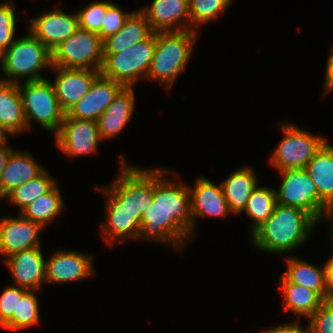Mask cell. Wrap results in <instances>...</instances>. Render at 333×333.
I'll return each instance as SVG.
<instances>
[{"label":"cell","instance_id":"cell-1","mask_svg":"<svg viewBox=\"0 0 333 333\" xmlns=\"http://www.w3.org/2000/svg\"><path fill=\"white\" fill-rule=\"evenodd\" d=\"M317 223L301 208L276 204L272 215L251 234V239L262 251L285 254L302 246Z\"/></svg>","mask_w":333,"mask_h":333},{"label":"cell","instance_id":"cell-2","mask_svg":"<svg viewBox=\"0 0 333 333\" xmlns=\"http://www.w3.org/2000/svg\"><path fill=\"white\" fill-rule=\"evenodd\" d=\"M171 170L154 168L153 201L161 207L169 217V237L180 247L195 236L191 217V202L189 186L181 180L165 179ZM183 246V247H182Z\"/></svg>","mask_w":333,"mask_h":333},{"label":"cell","instance_id":"cell-3","mask_svg":"<svg viewBox=\"0 0 333 333\" xmlns=\"http://www.w3.org/2000/svg\"><path fill=\"white\" fill-rule=\"evenodd\" d=\"M197 35L198 31L194 30L156 32V46L146 79L158 80L170 90L190 59Z\"/></svg>","mask_w":333,"mask_h":333},{"label":"cell","instance_id":"cell-4","mask_svg":"<svg viewBox=\"0 0 333 333\" xmlns=\"http://www.w3.org/2000/svg\"><path fill=\"white\" fill-rule=\"evenodd\" d=\"M0 60L2 79L19 84L20 78H26L25 82L44 79L40 73L52 67V52L29 31L28 35L16 38Z\"/></svg>","mask_w":333,"mask_h":333},{"label":"cell","instance_id":"cell-5","mask_svg":"<svg viewBox=\"0 0 333 333\" xmlns=\"http://www.w3.org/2000/svg\"><path fill=\"white\" fill-rule=\"evenodd\" d=\"M22 100L27 130L31 122L36 121L48 131L57 133L66 112L61 108L52 81L47 79L34 80L18 84Z\"/></svg>","mask_w":333,"mask_h":333},{"label":"cell","instance_id":"cell-6","mask_svg":"<svg viewBox=\"0 0 333 333\" xmlns=\"http://www.w3.org/2000/svg\"><path fill=\"white\" fill-rule=\"evenodd\" d=\"M155 46L156 32L148 39L134 44L122 52L103 54L104 61L100 73L121 83L124 87H133L139 79H146Z\"/></svg>","mask_w":333,"mask_h":333},{"label":"cell","instance_id":"cell-7","mask_svg":"<svg viewBox=\"0 0 333 333\" xmlns=\"http://www.w3.org/2000/svg\"><path fill=\"white\" fill-rule=\"evenodd\" d=\"M120 172L108 188L141 220L153 201L154 169L130 166L120 155Z\"/></svg>","mask_w":333,"mask_h":333},{"label":"cell","instance_id":"cell-8","mask_svg":"<svg viewBox=\"0 0 333 333\" xmlns=\"http://www.w3.org/2000/svg\"><path fill=\"white\" fill-rule=\"evenodd\" d=\"M284 135L274 152L271 164L277 171L302 169L327 142L324 137L312 135L298 126L287 123L280 125Z\"/></svg>","mask_w":333,"mask_h":333},{"label":"cell","instance_id":"cell-9","mask_svg":"<svg viewBox=\"0 0 333 333\" xmlns=\"http://www.w3.org/2000/svg\"><path fill=\"white\" fill-rule=\"evenodd\" d=\"M103 61L101 37L81 28L52 52V66L101 71Z\"/></svg>","mask_w":333,"mask_h":333},{"label":"cell","instance_id":"cell-10","mask_svg":"<svg viewBox=\"0 0 333 333\" xmlns=\"http://www.w3.org/2000/svg\"><path fill=\"white\" fill-rule=\"evenodd\" d=\"M279 172L283 179L276 191L277 204L301 208L320 222L326 203L319 197L308 172L304 168Z\"/></svg>","mask_w":333,"mask_h":333},{"label":"cell","instance_id":"cell-11","mask_svg":"<svg viewBox=\"0 0 333 333\" xmlns=\"http://www.w3.org/2000/svg\"><path fill=\"white\" fill-rule=\"evenodd\" d=\"M101 137L98 124L91 120H79L65 115L55 134L58 148L70 157L89 155L97 151Z\"/></svg>","mask_w":333,"mask_h":333},{"label":"cell","instance_id":"cell-12","mask_svg":"<svg viewBox=\"0 0 333 333\" xmlns=\"http://www.w3.org/2000/svg\"><path fill=\"white\" fill-rule=\"evenodd\" d=\"M95 187L106 198V222L101 226L106 243L110 245L117 240H137L140 234V220L134 218L129 208L107 186Z\"/></svg>","mask_w":333,"mask_h":333},{"label":"cell","instance_id":"cell-13","mask_svg":"<svg viewBox=\"0 0 333 333\" xmlns=\"http://www.w3.org/2000/svg\"><path fill=\"white\" fill-rule=\"evenodd\" d=\"M79 28L77 12L69 14L61 8L46 11L30 19V31L43 45L53 52Z\"/></svg>","mask_w":333,"mask_h":333},{"label":"cell","instance_id":"cell-14","mask_svg":"<svg viewBox=\"0 0 333 333\" xmlns=\"http://www.w3.org/2000/svg\"><path fill=\"white\" fill-rule=\"evenodd\" d=\"M92 255L59 249L45 260L46 283H69L95 276Z\"/></svg>","mask_w":333,"mask_h":333},{"label":"cell","instance_id":"cell-15","mask_svg":"<svg viewBox=\"0 0 333 333\" xmlns=\"http://www.w3.org/2000/svg\"><path fill=\"white\" fill-rule=\"evenodd\" d=\"M43 227L23 217L0 219V254L6 258L21 251L41 247L39 235Z\"/></svg>","mask_w":333,"mask_h":333},{"label":"cell","instance_id":"cell-16","mask_svg":"<svg viewBox=\"0 0 333 333\" xmlns=\"http://www.w3.org/2000/svg\"><path fill=\"white\" fill-rule=\"evenodd\" d=\"M123 88L124 86L121 83L107 78L100 73L93 81L86 95L66 115L79 120L97 122L100 115Z\"/></svg>","mask_w":333,"mask_h":333},{"label":"cell","instance_id":"cell-17","mask_svg":"<svg viewBox=\"0 0 333 333\" xmlns=\"http://www.w3.org/2000/svg\"><path fill=\"white\" fill-rule=\"evenodd\" d=\"M57 71L52 84L61 108L67 113L89 91L100 71L52 66Z\"/></svg>","mask_w":333,"mask_h":333},{"label":"cell","instance_id":"cell-18","mask_svg":"<svg viewBox=\"0 0 333 333\" xmlns=\"http://www.w3.org/2000/svg\"><path fill=\"white\" fill-rule=\"evenodd\" d=\"M191 202V217L193 229L196 218H225L231 214L221 183L215 184L206 177H198L194 186L189 187Z\"/></svg>","mask_w":333,"mask_h":333},{"label":"cell","instance_id":"cell-19","mask_svg":"<svg viewBox=\"0 0 333 333\" xmlns=\"http://www.w3.org/2000/svg\"><path fill=\"white\" fill-rule=\"evenodd\" d=\"M140 10L154 32L190 30L189 0H152Z\"/></svg>","mask_w":333,"mask_h":333},{"label":"cell","instance_id":"cell-20","mask_svg":"<svg viewBox=\"0 0 333 333\" xmlns=\"http://www.w3.org/2000/svg\"><path fill=\"white\" fill-rule=\"evenodd\" d=\"M16 286L40 290L45 281V258L41 247L15 253L3 261Z\"/></svg>","mask_w":333,"mask_h":333},{"label":"cell","instance_id":"cell-21","mask_svg":"<svg viewBox=\"0 0 333 333\" xmlns=\"http://www.w3.org/2000/svg\"><path fill=\"white\" fill-rule=\"evenodd\" d=\"M134 87H124L97 120L101 140L120 134L133 116Z\"/></svg>","mask_w":333,"mask_h":333},{"label":"cell","instance_id":"cell-22","mask_svg":"<svg viewBox=\"0 0 333 333\" xmlns=\"http://www.w3.org/2000/svg\"><path fill=\"white\" fill-rule=\"evenodd\" d=\"M44 170L45 168L34 160L30 152L13 150L2 173L0 199H4L16 187L36 178Z\"/></svg>","mask_w":333,"mask_h":333},{"label":"cell","instance_id":"cell-23","mask_svg":"<svg viewBox=\"0 0 333 333\" xmlns=\"http://www.w3.org/2000/svg\"><path fill=\"white\" fill-rule=\"evenodd\" d=\"M153 33L145 14L140 9L133 11L116 34L103 40V54L122 52L148 39Z\"/></svg>","mask_w":333,"mask_h":333},{"label":"cell","instance_id":"cell-24","mask_svg":"<svg viewBox=\"0 0 333 333\" xmlns=\"http://www.w3.org/2000/svg\"><path fill=\"white\" fill-rule=\"evenodd\" d=\"M255 171L248 166L238 168L221 183L224 196L232 214H241L253 190L258 186Z\"/></svg>","mask_w":333,"mask_h":333},{"label":"cell","instance_id":"cell-25","mask_svg":"<svg viewBox=\"0 0 333 333\" xmlns=\"http://www.w3.org/2000/svg\"><path fill=\"white\" fill-rule=\"evenodd\" d=\"M0 127L9 135L27 130L18 84L0 78Z\"/></svg>","mask_w":333,"mask_h":333},{"label":"cell","instance_id":"cell-26","mask_svg":"<svg viewBox=\"0 0 333 333\" xmlns=\"http://www.w3.org/2000/svg\"><path fill=\"white\" fill-rule=\"evenodd\" d=\"M287 270L279 282H291L316 291L325 300V265L318 267L296 257L286 258Z\"/></svg>","mask_w":333,"mask_h":333},{"label":"cell","instance_id":"cell-27","mask_svg":"<svg viewBox=\"0 0 333 333\" xmlns=\"http://www.w3.org/2000/svg\"><path fill=\"white\" fill-rule=\"evenodd\" d=\"M327 204L333 199V145L326 142L304 168Z\"/></svg>","mask_w":333,"mask_h":333},{"label":"cell","instance_id":"cell-28","mask_svg":"<svg viewBox=\"0 0 333 333\" xmlns=\"http://www.w3.org/2000/svg\"><path fill=\"white\" fill-rule=\"evenodd\" d=\"M278 289L284 295V309L297 315L310 318L325 301L316 291L291 282H280Z\"/></svg>","mask_w":333,"mask_h":333},{"label":"cell","instance_id":"cell-29","mask_svg":"<svg viewBox=\"0 0 333 333\" xmlns=\"http://www.w3.org/2000/svg\"><path fill=\"white\" fill-rule=\"evenodd\" d=\"M64 203L60 188L56 184L49 192L40 196L19 213L45 228L64 210Z\"/></svg>","mask_w":333,"mask_h":333},{"label":"cell","instance_id":"cell-30","mask_svg":"<svg viewBox=\"0 0 333 333\" xmlns=\"http://www.w3.org/2000/svg\"><path fill=\"white\" fill-rule=\"evenodd\" d=\"M138 239L151 240L180 247L169 237V217L167 213L154 201L146 209L140 220V234Z\"/></svg>","mask_w":333,"mask_h":333},{"label":"cell","instance_id":"cell-31","mask_svg":"<svg viewBox=\"0 0 333 333\" xmlns=\"http://www.w3.org/2000/svg\"><path fill=\"white\" fill-rule=\"evenodd\" d=\"M18 286L17 313L3 326L7 330L18 331L32 327L40 322L39 301L35 292Z\"/></svg>","mask_w":333,"mask_h":333},{"label":"cell","instance_id":"cell-32","mask_svg":"<svg viewBox=\"0 0 333 333\" xmlns=\"http://www.w3.org/2000/svg\"><path fill=\"white\" fill-rule=\"evenodd\" d=\"M277 204L276 189L257 186L247 201L245 212L251 218V234L273 213Z\"/></svg>","mask_w":333,"mask_h":333},{"label":"cell","instance_id":"cell-33","mask_svg":"<svg viewBox=\"0 0 333 333\" xmlns=\"http://www.w3.org/2000/svg\"><path fill=\"white\" fill-rule=\"evenodd\" d=\"M49 174V172L44 170L36 178L16 187L5 198H8L12 205H17L21 212L25 207L49 192L57 184L53 176L51 177Z\"/></svg>","mask_w":333,"mask_h":333},{"label":"cell","instance_id":"cell-34","mask_svg":"<svg viewBox=\"0 0 333 333\" xmlns=\"http://www.w3.org/2000/svg\"><path fill=\"white\" fill-rule=\"evenodd\" d=\"M232 0H189L190 30L224 15Z\"/></svg>","mask_w":333,"mask_h":333},{"label":"cell","instance_id":"cell-35","mask_svg":"<svg viewBox=\"0 0 333 333\" xmlns=\"http://www.w3.org/2000/svg\"><path fill=\"white\" fill-rule=\"evenodd\" d=\"M14 4L9 2L0 3V56L8 50V48L16 40V16Z\"/></svg>","mask_w":333,"mask_h":333},{"label":"cell","instance_id":"cell-36","mask_svg":"<svg viewBox=\"0 0 333 333\" xmlns=\"http://www.w3.org/2000/svg\"><path fill=\"white\" fill-rule=\"evenodd\" d=\"M112 2H90L82 10L77 12L79 28L98 33L101 30L107 7Z\"/></svg>","mask_w":333,"mask_h":333},{"label":"cell","instance_id":"cell-37","mask_svg":"<svg viewBox=\"0 0 333 333\" xmlns=\"http://www.w3.org/2000/svg\"><path fill=\"white\" fill-rule=\"evenodd\" d=\"M309 333H333V300H325L308 319Z\"/></svg>","mask_w":333,"mask_h":333},{"label":"cell","instance_id":"cell-38","mask_svg":"<svg viewBox=\"0 0 333 333\" xmlns=\"http://www.w3.org/2000/svg\"><path fill=\"white\" fill-rule=\"evenodd\" d=\"M132 12L124 13V10L115 3H111L106 10L101 30L97 33L102 40L116 34L124 25Z\"/></svg>","mask_w":333,"mask_h":333},{"label":"cell","instance_id":"cell-39","mask_svg":"<svg viewBox=\"0 0 333 333\" xmlns=\"http://www.w3.org/2000/svg\"><path fill=\"white\" fill-rule=\"evenodd\" d=\"M18 286H8L0 295V326H4L17 313Z\"/></svg>","mask_w":333,"mask_h":333},{"label":"cell","instance_id":"cell-40","mask_svg":"<svg viewBox=\"0 0 333 333\" xmlns=\"http://www.w3.org/2000/svg\"><path fill=\"white\" fill-rule=\"evenodd\" d=\"M261 333H309V326L307 323V327L304 329L302 326H300V323L298 321L293 323H285V324H280L275 327H271L270 329L266 328L265 330L262 329L260 331Z\"/></svg>","mask_w":333,"mask_h":333},{"label":"cell","instance_id":"cell-41","mask_svg":"<svg viewBox=\"0 0 333 333\" xmlns=\"http://www.w3.org/2000/svg\"><path fill=\"white\" fill-rule=\"evenodd\" d=\"M326 64L324 95H327L333 91V48Z\"/></svg>","mask_w":333,"mask_h":333},{"label":"cell","instance_id":"cell-42","mask_svg":"<svg viewBox=\"0 0 333 333\" xmlns=\"http://www.w3.org/2000/svg\"><path fill=\"white\" fill-rule=\"evenodd\" d=\"M325 300H333V266L325 265Z\"/></svg>","mask_w":333,"mask_h":333},{"label":"cell","instance_id":"cell-43","mask_svg":"<svg viewBox=\"0 0 333 333\" xmlns=\"http://www.w3.org/2000/svg\"><path fill=\"white\" fill-rule=\"evenodd\" d=\"M12 147L9 145V143L5 144L4 146L0 147V184H1V178H2V173L4 170V167L7 163V160L10 156V153L13 151Z\"/></svg>","mask_w":333,"mask_h":333},{"label":"cell","instance_id":"cell-44","mask_svg":"<svg viewBox=\"0 0 333 333\" xmlns=\"http://www.w3.org/2000/svg\"><path fill=\"white\" fill-rule=\"evenodd\" d=\"M325 216V217H324ZM327 218L330 224V234L333 233V199H331L325 206L324 212L322 214L321 220Z\"/></svg>","mask_w":333,"mask_h":333},{"label":"cell","instance_id":"cell-45","mask_svg":"<svg viewBox=\"0 0 333 333\" xmlns=\"http://www.w3.org/2000/svg\"><path fill=\"white\" fill-rule=\"evenodd\" d=\"M8 135L9 134L2 127H0V147L8 143L7 141Z\"/></svg>","mask_w":333,"mask_h":333},{"label":"cell","instance_id":"cell-46","mask_svg":"<svg viewBox=\"0 0 333 333\" xmlns=\"http://www.w3.org/2000/svg\"><path fill=\"white\" fill-rule=\"evenodd\" d=\"M330 236H331L330 239H331V245H332V255L327 260V263L325 265H332L333 266V233H331Z\"/></svg>","mask_w":333,"mask_h":333}]
</instances>
